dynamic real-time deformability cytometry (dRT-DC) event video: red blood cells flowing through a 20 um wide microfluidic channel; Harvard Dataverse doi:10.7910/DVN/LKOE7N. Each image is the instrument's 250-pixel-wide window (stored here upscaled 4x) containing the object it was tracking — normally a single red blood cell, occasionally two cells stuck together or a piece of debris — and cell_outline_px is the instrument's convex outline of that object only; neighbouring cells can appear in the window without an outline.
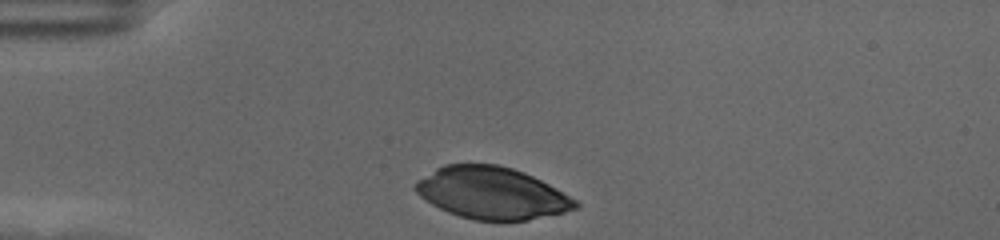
{"species": "human", "species_latin": "Homo sapiens", "temperature_condition": "cold", "stored_images_in_passage": 3, "camera_frame_rate_fps": 3000, "um_per_image_px": 0.085, "donor": {"sex": "female"}, "frame": {"image": 1, "passage_image": 1, "time_ms": 0.0, "image_size_px": [1000, 240], "cell_outline_px": [[580, 208], [564, 212], [528, 220], [472, 220], [448, 212], [432, 204], [420, 196], [412, 188], [412, 184], [416, 180], [436, 168], [444, 164], [496, 164], [512, 168], [524, 172], [548, 184], [576, 200], [580, 204]], "centroid_in_image_um": [41.77, 16.4], "position_along_channel_um": 43.2, "area_um2": 48.32}}